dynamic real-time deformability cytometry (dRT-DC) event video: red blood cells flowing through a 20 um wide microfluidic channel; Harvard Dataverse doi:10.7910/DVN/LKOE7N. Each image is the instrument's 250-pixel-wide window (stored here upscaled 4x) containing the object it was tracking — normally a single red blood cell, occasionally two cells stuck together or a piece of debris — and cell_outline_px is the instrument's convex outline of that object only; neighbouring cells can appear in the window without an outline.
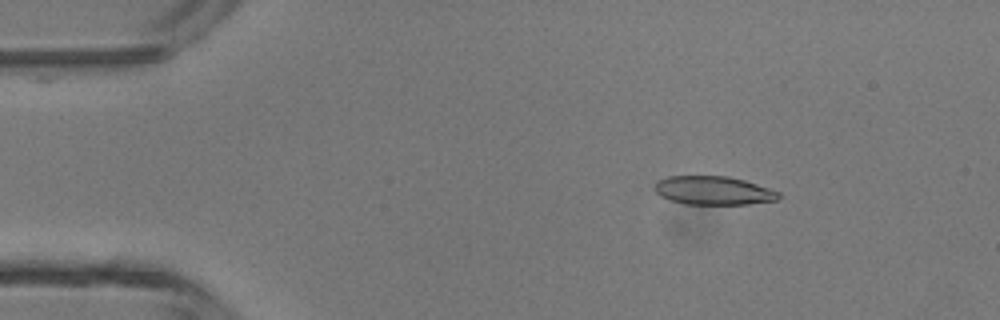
{"species": "common noctule bat (a hibernating species)", "species_latin": "Nyctalus noctula", "temperature_condition": "room temperature", "stored_images_in_passage": 5, "camera_frame_rate_fps": 3000, "um_per_image_px": 0.085, "animal": {"sex": "male", "body_mass_g": 13.3}, "frame": {"image": 1, "passage_image": 2, "time_ms": 0.333, "image_size_px": [1000, 320], "cell_outline_px": [[780, 196], [776, 200], [748, 204], [684, 204], [668, 200], [660, 196], [652, 188], [656, 180], [668, 176], [728, 176], [744, 180], [780, 192]], "centroid_in_image_um": [60.57, 16.19], "position_along_channel_um": 24.4, "area_um2": 20.81}}
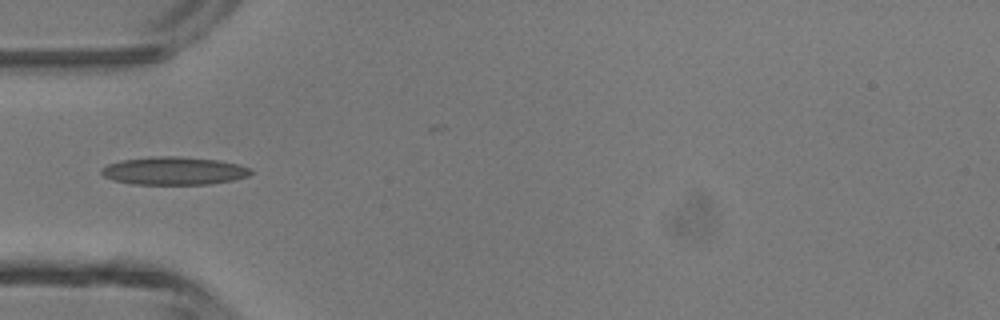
{"frame": {"image": 2, "passage_image": 4, "time_ms": 1.0, "image_size_px": [1000, 320], "cell_outline_px": [[252, 172], [248, 176], [232, 180], [212, 184], [132, 184], [112, 180], [104, 176], [100, 172], [100, 168], [108, 164], [120, 160], [148, 156], [180, 156], [216, 160], [236, 164], [248, 168]], "centroid_in_image_um": [14.71, 14.52], "position_along_channel_um": 70.3, "area_um2": 24.39}}
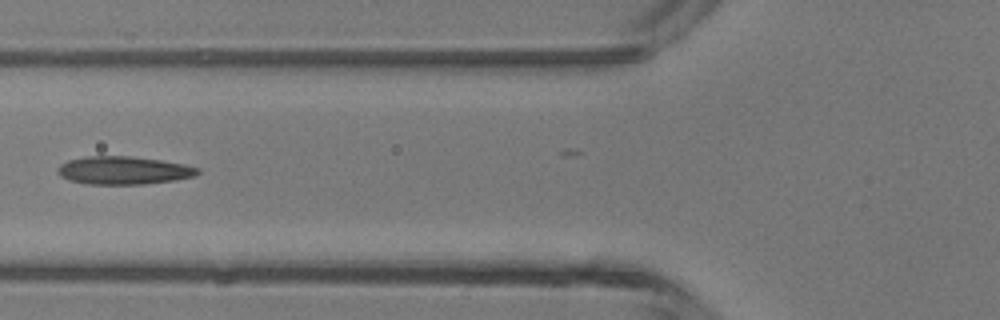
{"frame": {"image": 3, "passage_image": 5, "time_ms": 1.333, "image_size_px": [1000, 320], "cell_outline_px": [[200, 172], [196, 176], [176, 180], [144, 184], [88, 184], [68, 180], [60, 176], [56, 172], [56, 168], [60, 164], [68, 160], [84, 156], [128, 156], [160, 160], [184, 164], [200, 168]], "centroid_in_image_um": [10.49, 14.48], "position_along_channel_um": 115.3, "area_um2": 23.06}}